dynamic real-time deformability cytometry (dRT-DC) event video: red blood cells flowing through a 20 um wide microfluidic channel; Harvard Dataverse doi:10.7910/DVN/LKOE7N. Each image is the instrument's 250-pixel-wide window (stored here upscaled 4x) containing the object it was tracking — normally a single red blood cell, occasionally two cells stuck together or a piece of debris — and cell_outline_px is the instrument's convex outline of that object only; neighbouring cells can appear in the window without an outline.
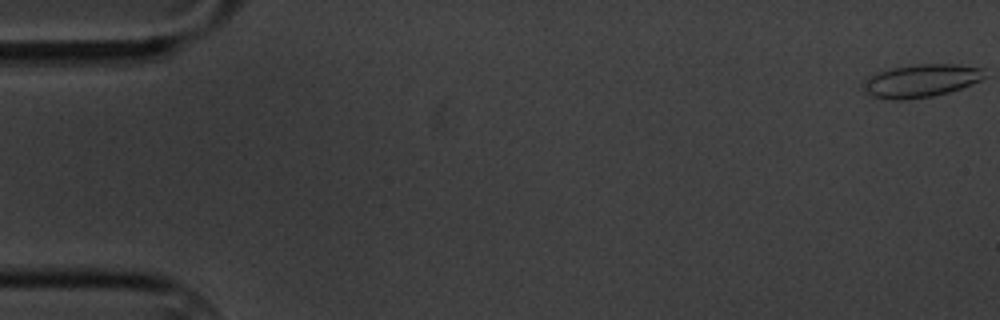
{"species": "common noctule bat (a hibernating species)", "species_latin": "Nyctalus noctula", "temperature_condition": "cold", "stored_images_in_passage": 60, "camera_frame_rate_fps": 3000, "um_per_image_px": 0.085, "animal": {"sex": "male", "body_mass_g": 20.1, "forearm_length_mm": 53.5}, "frame": {"image": 1, "passage_image": 1, "time_ms": 0.0, "image_size_px": [1000, 320], "cell_outline_px": [[984, 76], [980, 80], [972, 84], [948, 92], [932, 96], [900, 100], [892, 100], [872, 96], [864, 92], [860, 84], [864, 80], [880, 72], [892, 68], [916, 64], [956, 64], [984, 68]], "centroid_in_image_um": [78.26, 6.86], "position_along_channel_um": 6.7, "area_um2": 23.18}}
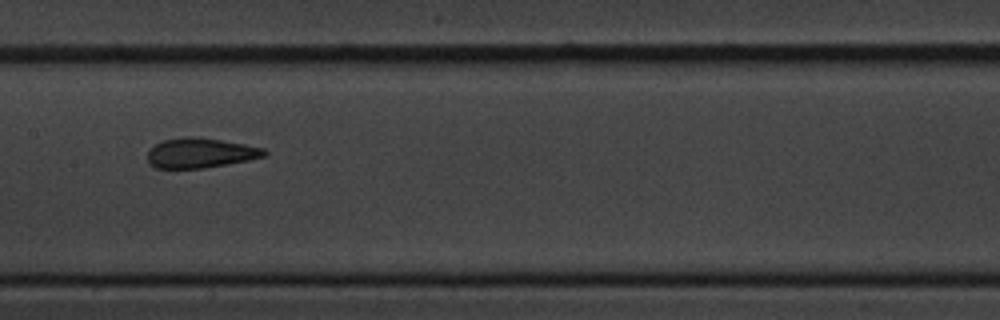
{"frame": {"image": 2, "passage_image": 30, "time_ms": 9.667, "image_size_px": [1000, 320], "cell_outline_px": [[268, 156], [248, 160], [204, 168], [156, 168], [148, 164], [148, 148], [164, 140], [188, 136], [196, 136], [244, 144], [264, 148], [268, 152]], "centroid_in_image_um": [17.03, 13.0], "position_along_channel_um": 190.4, "area_um2": 20.4}}
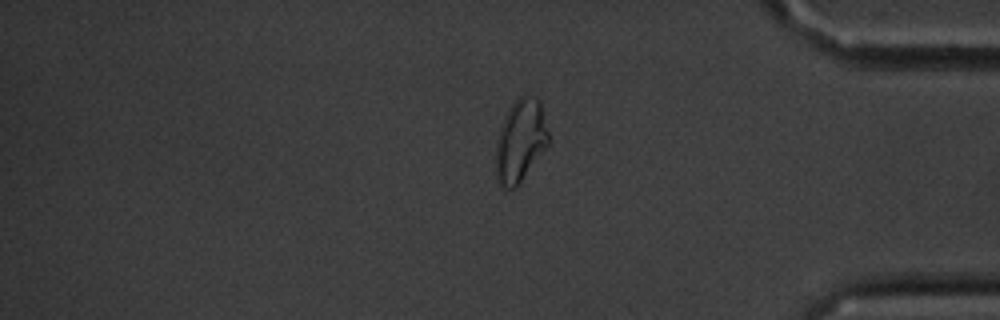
{"frame": {"image": 3, "passage_image": 50, "time_ms": 16.333, "image_size_px": [1000, 320], "cell_outline_px": [[548, 144], [516, 188], [500, 188], [496, 184], [496, 140], [504, 116], [508, 108], [524, 92], [536, 96], [540, 100], [548, 132]], "centroid_in_image_um": [44.21, 11.94], "position_along_channel_um": 391.0, "area_um2": 25.61}, "authors_computed_cell_mechanics": {"area_um2": 21.386, "velocity_mm_per_s": 3.3493, "shape_relaxation_time_tau1_ms": 4.0999, "shape_relaxation_time_tau2_ms": 1.0596, "deformation_change_tau1": 0.1416, "deformation_change_tau2": 0.0801}}